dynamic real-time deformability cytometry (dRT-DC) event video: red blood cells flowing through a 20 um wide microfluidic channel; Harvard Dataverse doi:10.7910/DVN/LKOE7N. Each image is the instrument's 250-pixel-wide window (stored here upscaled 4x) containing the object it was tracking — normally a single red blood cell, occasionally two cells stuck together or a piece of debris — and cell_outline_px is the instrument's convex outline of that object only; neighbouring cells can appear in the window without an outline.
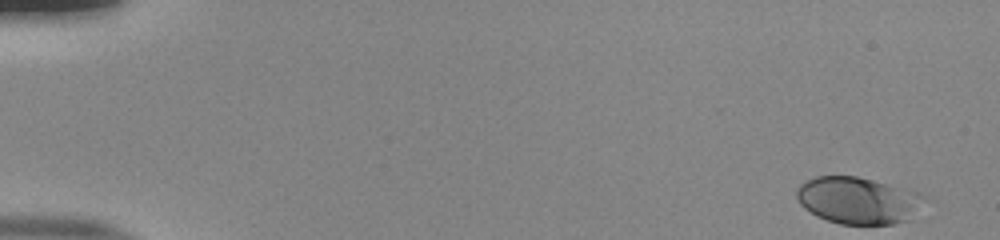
{"species": "human", "species_latin": "Homo sapiens", "temperature_condition": "room temperature", "stored_images_in_passage": 52, "camera_frame_rate_fps": 3000, "um_per_image_px": 0.085, "donor": {"sex": "male"}, "frame": {"image": 1, "passage_image": 1, "time_ms": 0.0, "image_size_px": [1000, 240], "cell_outline_px": [[928, 196], [916, 220], [892, 224], [840, 224], [816, 216], [804, 208], [800, 204], [796, 196], [796, 188], [800, 184], [816, 176], [856, 176], [908, 188], [920, 192]], "centroid_in_image_um": [73.05, 17.05], "position_along_channel_um": 11.9, "area_um2": 35.84}}
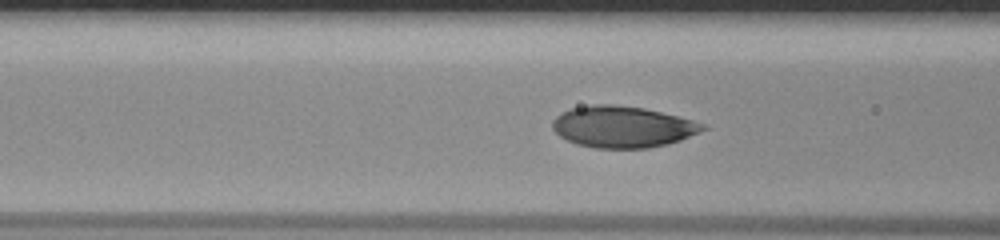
{"frame": {"image": 2, "passage_image": 21, "time_ms": 6.667, "image_size_px": [1000, 240], "cell_outline_px": [[708, 128], [700, 132], [680, 140], [668, 144], [648, 148], [596, 148], [576, 144], [560, 136], [552, 128], [552, 120], [556, 116], [572, 108], [592, 104], [612, 104], [644, 108], [692, 120], [704, 124]], "centroid_in_image_um": [52.91, 10.78], "position_along_channel_um": 113.7, "area_um2": 36.13}}
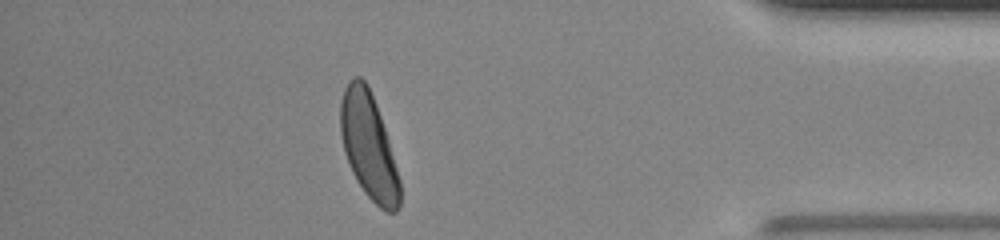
{"frame": {"image": 3, "passage_image": 46, "time_ms": 15.0, "image_size_px": [1000, 240], "cell_outline_px": [[400, 208], [396, 212], [388, 212], [380, 208], [364, 192], [356, 180], [352, 172], [344, 152], [340, 132], [340, 100], [344, 88], [348, 80], [352, 76], [360, 76], [364, 80], [376, 104], [388, 140], [400, 180]], "centroid_in_image_um": [31.31, 12.41], "position_along_channel_um": 403.9, "area_um2": 36.41}, "authors_computed_cell_mechanics": {"area_um2": 35.8938, "velocity_mm_per_s": 3.8913, "shape_relaxation_time_tau1_ms": 2.0321, "shape_relaxation_time_tau2_ms": null, "deformation_change_tau1": 0.1291, "deformation_change_tau2": null}}